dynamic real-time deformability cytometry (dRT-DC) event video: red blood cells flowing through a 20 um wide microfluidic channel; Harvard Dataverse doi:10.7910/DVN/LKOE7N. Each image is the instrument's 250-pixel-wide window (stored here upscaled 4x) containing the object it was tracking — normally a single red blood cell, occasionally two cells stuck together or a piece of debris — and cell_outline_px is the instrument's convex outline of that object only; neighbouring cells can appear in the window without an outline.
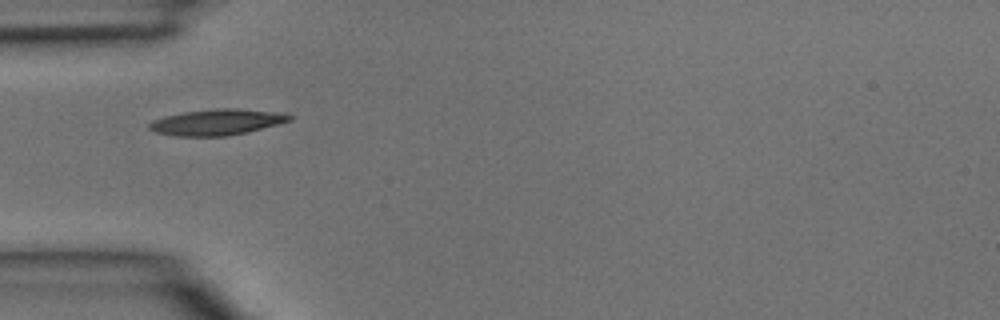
{"species": "common noctule bat (a hibernating species)", "species_latin": "Nyctalus noctula", "temperature_condition": "room temperature", "stored_images_in_passage": 5, "camera_frame_rate_fps": 3000, "um_per_image_px": 0.085, "animal": {"sex": "male", "body_mass_g": 15.6}, "frame": {"image": 1, "passage_image": 4, "time_ms": 1.0, "image_size_px": [1000, 320], "cell_outline_px": [[292, 120], [248, 132], [228, 136], [176, 136], [156, 132], [148, 128], [148, 124], [152, 120], [164, 116], [184, 112], [216, 108], [236, 108], [288, 112], [292, 116]], "centroid_in_image_um": [18.49, 10.37], "position_along_channel_um": 66.5, "area_um2": 21.5}}